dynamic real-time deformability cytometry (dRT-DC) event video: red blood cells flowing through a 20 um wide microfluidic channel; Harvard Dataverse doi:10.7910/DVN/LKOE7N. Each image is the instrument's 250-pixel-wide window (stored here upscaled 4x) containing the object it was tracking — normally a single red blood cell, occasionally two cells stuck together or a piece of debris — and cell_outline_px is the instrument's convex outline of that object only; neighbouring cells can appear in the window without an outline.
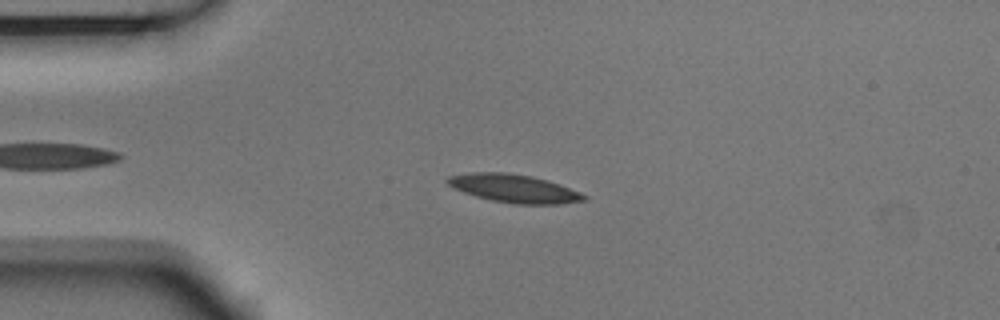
{"species": "Egyptian fruit bat (a non-hibernating species)", "species_latin": "Rousettus aegyptiacus", "temperature_condition": "room temperature", "stored_images_in_passage": 4, "camera_frame_rate_fps": 3000, "um_per_image_px": 0.085, "animal": {"sex": "male"}, "frame": {"image": 1, "passage_image": 3, "time_ms": 0.667, "image_size_px": [1000, 320], "cell_outline_px": [[588, 200], [560, 204], [512, 204], [492, 200], [476, 196], [452, 188], [444, 180], [448, 176], [468, 172], [508, 172], [532, 176], [548, 180], [560, 184], [580, 192], [588, 196]], "centroid_in_image_um": [43.69, 16.01], "position_along_channel_um": 41.3, "area_um2": 22.72}}